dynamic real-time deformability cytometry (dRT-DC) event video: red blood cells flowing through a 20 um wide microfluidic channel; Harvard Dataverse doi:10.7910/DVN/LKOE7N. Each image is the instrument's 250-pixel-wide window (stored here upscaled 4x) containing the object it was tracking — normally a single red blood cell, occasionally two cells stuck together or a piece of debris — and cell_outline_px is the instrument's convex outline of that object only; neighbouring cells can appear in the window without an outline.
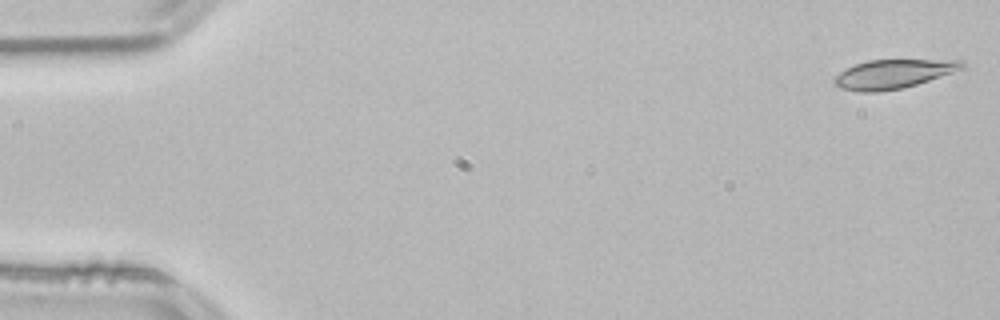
{"species": "common noctule bat (a hibernating species)", "species_latin": "Nyctalus noctula", "temperature_condition": "room temperature", "stored_images_in_passage": 14, "camera_frame_rate_fps": 3000, "um_per_image_px": 0.085, "animal": {"sex": "male", "body_mass_g": 21.5, "forearm_length_mm": 52.0}, "frame": {"image": 1, "passage_image": 1, "time_ms": 0.0, "image_size_px": [1000, 320], "cell_outline_px": [[964, 68], [904, 88], [876, 92], [860, 92], [840, 88], [832, 80], [840, 72], [856, 64], [868, 60], [964, 60]], "centroid_in_image_um": [75.91, 6.29], "position_along_channel_um": 9.1, "area_um2": 21.27}}